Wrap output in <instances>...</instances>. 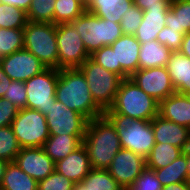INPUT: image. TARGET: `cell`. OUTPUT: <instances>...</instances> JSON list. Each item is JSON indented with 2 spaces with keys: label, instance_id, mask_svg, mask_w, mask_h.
<instances>
[{
  "label": "cell",
  "instance_id": "obj_1",
  "mask_svg": "<svg viewBox=\"0 0 190 190\" xmlns=\"http://www.w3.org/2000/svg\"><path fill=\"white\" fill-rule=\"evenodd\" d=\"M88 87L85 76L78 68L60 69L55 98L90 121L104 115V111L95 103Z\"/></svg>",
  "mask_w": 190,
  "mask_h": 190
},
{
  "label": "cell",
  "instance_id": "obj_2",
  "mask_svg": "<svg viewBox=\"0 0 190 190\" xmlns=\"http://www.w3.org/2000/svg\"><path fill=\"white\" fill-rule=\"evenodd\" d=\"M83 145L87 149L91 167L94 169H107L121 149L116 129L105 115L88 122Z\"/></svg>",
  "mask_w": 190,
  "mask_h": 190
},
{
  "label": "cell",
  "instance_id": "obj_3",
  "mask_svg": "<svg viewBox=\"0 0 190 190\" xmlns=\"http://www.w3.org/2000/svg\"><path fill=\"white\" fill-rule=\"evenodd\" d=\"M104 115L115 127L121 148L146 159L155 145L151 120L134 119L116 112H104Z\"/></svg>",
  "mask_w": 190,
  "mask_h": 190
},
{
  "label": "cell",
  "instance_id": "obj_4",
  "mask_svg": "<svg viewBox=\"0 0 190 190\" xmlns=\"http://www.w3.org/2000/svg\"><path fill=\"white\" fill-rule=\"evenodd\" d=\"M104 112H116L139 120H152L159 115V102L146 94L131 79H123L114 104Z\"/></svg>",
  "mask_w": 190,
  "mask_h": 190
},
{
  "label": "cell",
  "instance_id": "obj_5",
  "mask_svg": "<svg viewBox=\"0 0 190 190\" xmlns=\"http://www.w3.org/2000/svg\"><path fill=\"white\" fill-rule=\"evenodd\" d=\"M70 23L80 34L89 55L103 46L111 45L123 35L120 23L102 19L87 11Z\"/></svg>",
  "mask_w": 190,
  "mask_h": 190
},
{
  "label": "cell",
  "instance_id": "obj_6",
  "mask_svg": "<svg viewBox=\"0 0 190 190\" xmlns=\"http://www.w3.org/2000/svg\"><path fill=\"white\" fill-rule=\"evenodd\" d=\"M88 83L95 103L103 110L113 104L123 78L93 61L90 57L78 68Z\"/></svg>",
  "mask_w": 190,
  "mask_h": 190
},
{
  "label": "cell",
  "instance_id": "obj_7",
  "mask_svg": "<svg viewBox=\"0 0 190 190\" xmlns=\"http://www.w3.org/2000/svg\"><path fill=\"white\" fill-rule=\"evenodd\" d=\"M24 48L47 68L58 69L56 24L28 21L24 27Z\"/></svg>",
  "mask_w": 190,
  "mask_h": 190
},
{
  "label": "cell",
  "instance_id": "obj_8",
  "mask_svg": "<svg viewBox=\"0 0 190 190\" xmlns=\"http://www.w3.org/2000/svg\"><path fill=\"white\" fill-rule=\"evenodd\" d=\"M11 127L21 148L42 147L50 136L46 117L38 110L19 109Z\"/></svg>",
  "mask_w": 190,
  "mask_h": 190
},
{
  "label": "cell",
  "instance_id": "obj_9",
  "mask_svg": "<svg viewBox=\"0 0 190 190\" xmlns=\"http://www.w3.org/2000/svg\"><path fill=\"white\" fill-rule=\"evenodd\" d=\"M56 40L59 70L79 68L90 57L80 34L71 23L56 25Z\"/></svg>",
  "mask_w": 190,
  "mask_h": 190
},
{
  "label": "cell",
  "instance_id": "obj_10",
  "mask_svg": "<svg viewBox=\"0 0 190 190\" xmlns=\"http://www.w3.org/2000/svg\"><path fill=\"white\" fill-rule=\"evenodd\" d=\"M58 75L59 69L46 68L24 82L27 95L26 108L38 110L44 115L47 114V110L56 100Z\"/></svg>",
  "mask_w": 190,
  "mask_h": 190
},
{
  "label": "cell",
  "instance_id": "obj_11",
  "mask_svg": "<svg viewBox=\"0 0 190 190\" xmlns=\"http://www.w3.org/2000/svg\"><path fill=\"white\" fill-rule=\"evenodd\" d=\"M49 135H85L89 120L55 100L45 115Z\"/></svg>",
  "mask_w": 190,
  "mask_h": 190
},
{
  "label": "cell",
  "instance_id": "obj_12",
  "mask_svg": "<svg viewBox=\"0 0 190 190\" xmlns=\"http://www.w3.org/2000/svg\"><path fill=\"white\" fill-rule=\"evenodd\" d=\"M130 78L159 103L176 93L166 67L138 69Z\"/></svg>",
  "mask_w": 190,
  "mask_h": 190
},
{
  "label": "cell",
  "instance_id": "obj_13",
  "mask_svg": "<svg viewBox=\"0 0 190 190\" xmlns=\"http://www.w3.org/2000/svg\"><path fill=\"white\" fill-rule=\"evenodd\" d=\"M4 73L14 81L25 82L47 67L25 48L0 59Z\"/></svg>",
  "mask_w": 190,
  "mask_h": 190
},
{
  "label": "cell",
  "instance_id": "obj_14",
  "mask_svg": "<svg viewBox=\"0 0 190 190\" xmlns=\"http://www.w3.org/2000/svg\"><path fill=\"white\" fill-rule=\"evenodd\" d=\"M146 168V159L131 150L121 148L107 171L125 190L131 186Z\"/></svg>",
  "mask_w": 190,
  "mask_h": 190
},
{
  "label": "cell",
  "instance_id": "obj_15",
  "mask_svg": "<svg viewBox=\"0 0 190 190\" xmlns=\"http://www.w3.org/2000/svg\"><path fill=\"white\" fill-rule=\"evenodd\" d=\"M141 43L134 35L123 34L110 46L115 52L116 74L123 79L130 78L139 69Z\"/></svg>",
  "mask_w": 190,
  "mask_h": 190
},
{
  "label": "cell",
  "instance_id": "obj_16",
  "mask_svg": "<svg viewBox=\"0 0 190 190\" xmlns=\"http://www.w3.org/2000/svg\"><path fill=\"white\" fill-rule=\"evenodd\" d=\"M14 162L37 182L55 170V163L42 147L21 148Z\"/></svg>",
  "mask_w": 190,
  "mask_h": 190
},
{
  "label": "cell",
  "instance_id": "obj_17",
  "mask_svg": "<svg viewBox=\"0 0 190 190\" xmlns=\"http://www.w3.org/2000/svg\"><path fill=\"white\" fill-rule=\"evenodd\" d=\"M151 123L155 143H168L183 151L190 147V128L165 120L159 115Z\"/></svg>",
  "mask_w": 190,
  "mask_h": 190
},
{
  "label": "cell",
  "instance_id": "obj_18",
  "mask_svg": "<svg viewBox=\"0 0 190 190\" xmlns=\"http://www.w3.org/2000/svg\"><path fill=\"white\" fill-rule=\"evenodd\" d=\"M55 170L78 184L92 170L86 147L82 144L62 160L55 163Z\"/></svg>",
  "mask_w": 190,
  "mask_h": 190
},
{
  "label": "cell",
  "instance_id": "obj_19",
  "mask_svg": "<svg viewBox=\"0 0 190 190\" xmlns=\"http://www.w3.org/2000/svg\"><path fill=\"white\" fill-rule=\"evenodd\" d=\"M159 116L190 128V101L184 94L174 93L159 103Z\"/></svg>",
  "mask_w": 190,
  "mask_h": 190
},
{
  "label": "cell",
  "instance_id": "obj_20",
  "mask_svg": "<svg viewBox=\"0 0 190 190\" xmlns=\"http://www.w3.org/2000/svg\"><path fill=\"white\" fill-rule=\"evenodd\" d=\"M169 9L170 7H160L143 11L142 22L134 35L140 43L157 38L158 33L166 26L165 18Z\"/></svg>",
  "mask_w": 190,
  "mask_h": 190
},
{
  "label": "cell",
  "instance_id": "obj_21",
  "mask_svg": "<svg viewBox=\"0 0 190 190\" xmlns=\"http://www.w3.org/2000/svg\"><path fill=\"white\" fill-rule=\"evenodd\" d=\"M166 69L176 93L184 94L190 91V58L179 51L171 52Z\"/></svg>",
  "mask_w": 190,
  "mask_h": 190
},
{
  "label": "cell",
  "instance_id": "obj_22",
  "mask_svg": "<svg viewBox=\"0 0 190 190\" xmlns=\"http://www.w3.org/2000/svg\"><path fill=\"white\" fill-rule=\"evenodd\" d=\"M85 135H50L42 148L54 163L62 160L83 144Z\"/></svg>",
  "mask_w": 190,
  "mask_h": 190
},
{
  "label": "cell",
  "instance_id": "obj_23",
  "mask_svg": "<svg viewBox=\"0 0 190 190\" xmlns=\"http://www.w3.org/2000/svg\"><path fill=\"white\" fill-rule=\"evenodd\" d=\"M133 0H90L86 11L105 20L120 23Z\"/></svg>",
  "mask_w": 190,
  "mask_h": 190
},
{
  "label": "cell",
  "instance_id": "obj_24",
  "mask_svg": "<svg viewBox=\"0 0 190 190\" xmlns=\"http://www.w3.org/2000/svg\"><path fill=\"white\" fill-rule=\"evenodd\" d=\"M171 50L156 39L141 43L139 51V69L166 67Z\"/></svg>",
  "mask_w": 190,
  "mask_h": 190
},
{
  "label": "cell",
  "instance_id": "obj_25",
  "mask_svg": "<svg viewBox=\"0 0 190 190\" xmlns=\"http://www.w3.org/2000/svg\"><path fill=\"white\" fill-rule=\"evenodd\" d=\"M38 182L18 167L15 162L7 165L0 189L37 190Z\"/></svg>",
  "mask_w": 190,
  "mask_h": 190
},
{
  "label": "cell",
  "instance_id": "obj_26",
  "mask_svg": "<svg viewBox=\"0 0 190 190\" xmlns=\"http://www.w3.org/2000/svg\"><path fill=\"white\" fill-rule=\"evenodd\" d=\"M154 171L162 186L188 181L187 149L168 166Z\"/></svg>",
  "mask_w": 190,
  "mask_h": 190
},
{
  "label": "cell",
  "instance_id": "obj_27",
  "mask_svg": "<svg viewBox=\"0 0 190 190\" xmlns=\"http://www.w3.org/2000/svg\"><path fill=\"white\" fill-rule=\"evenodd\" d=\"M167 27L186 34L190 32V0H182L170 3V9L166 14Z\"/></svg>",
  "mask_w": 190,
  "mask_h": 190
},
{
  "label": "cell",
  "instance_id": "obj_28",
  "mask_svg": "<svg viewBox=\"0 0 190 190\" xmlns=\"http://www.w3.org/2000/svg\"><path fill=\"white\" fill-rule=\"evenodd\" d=\"M183 152L181 148L168 143H155L146 158V167L152 170L164 168L177 159Z\"/></svg>",
  "mask_w": 190,
  "mask_h": 190
},
{
  "label": "cell",
  "instance_id": "obj_29",
  "mask_svg": "<svg viewBox=\"0 0 190 190\" xmlns=\"http://www.w3.org/2000/svg\"><path fill=\"white\" fill-rule=\"evenodd\" d=\"M87 190H124L107 169H94L81 182Z\"/></svg>",
  "mask_w": 190,
  "mask_h": 190
},
{
  "label": "cell",
  "instance_id": "obj_30",
  "mask_svg": "<svg viewBox=\"0 0 190 190\" xmlns=\"http://www.w3.org/2000/svg\"><path fill=\"white\" fill-rule=\"evenodd\" d=\"M86 8L76 0H56L54 24L70 23L80 17Z\"/></svg>",
  "mask_w": 190,
  "mask_h": 190
},
{
  "label": "cell",
  "instance_id": "obj_31",
  "mask_svg": "<svg viewBox=\"0 0 190 190\" xmlns=\"http://www.w3.org/2000/svg\"><path fill=\"white\" fill-rule=\"evenodd\" d=\"M24 48V28H0V59Z\"/></svg>",
  "mask_w": 190,
  "mask_h": 190
},
{
  "label": "cell",
  "instance_id": "obj_32",
  "mask_svg": "<svg viewBox=\"0 0 190 190\" xmlns=\"http://www.w3.org/2000/svg\"><path fill=\"white\" fill-rule=\"evenodd\" d=\"M28 22L27 12L0 2V28L20 29Z\"/></svg>",
  "mask_w": 190,
  "mask_h": 190
},
{
  "label": "cell",
  "instance_id": "obj_33",
  "mask_svg": "<svg viewBox=\"0 0 190 190\" xmlns=\"http://www.w3.org/2000/svg\"><path fill=\"white\" fill-rule=\"evenodd\" d=\"M56 0H32L27 10L28 21L54 24Z\"/></svg>",
  "mask_w": 190,
  "mask_h": 190
},
{
  "label": "cell",
  "instance_id": "obj_34",
  "mask_svg": "<svg viewBox=\"0 0 190 190\" xmlns=\"http://www.w3.org/2000/svg\"><path fill=\"white\" fill-rule=\"evenodd\" d=\"M20 150L21 146L11 125L0 128V159L14 162Z\"/></svg>",
  "mask_w": 190,
  "mask_h": 190
},
{
  "label": "cell",
  "instance_id": "obj_35",
  "mask_svg": "<svg viewBox=\"0 0 190 190\" xmlns=\"http://www.w3.org/2000/svg\"><path fill=\"white\" fill-rule=\"evenodd\" d=\"M75 183L54 170L45 179L38 182L37 190H73Z\"/></svg>",
  "mask_w": 190,
  "mask_h": 190
},
{
  "label": "cell",
  "instance_id": "obj_36",
  "mask_svg": "<svg viewBox=\"0 0 190 190\" xmlns=\"http://www.w3.org/2000/svg\"><path fill=\"white\" fill-rule=\"evenodd\" d=\"M143 19V11L136 5H132L126 13L122 15L120 26L123 34L135 35L137 28Z\"/></svg>",
  "mask_w": 190,
  "mask_h": 190
},
{
  "label": "cell",
  "instance_id": "obj_37",
  "mask_svg": "<svg viewBox=\"0 0 190 190\" xmlns=\"http://www.w3.org/2000/svg\"><path fill=\"white\" fill-rule=\"evenodd\" d=\"M162 187L155 171L146 167L134 183L125 190H162Z\"/></svg>",
  "mask_w": 190,
  "mask_h": 190
},
{
  "label": "cell",
  "instance_id": "obj_38",
  "mask_svg": "<svg viewBox=\"0 0 190 190\" xmlns=\"http://www.w3.org/2000/svg\"><path fill=\"white\" fill-rule=\"evenodd\" d=\"M184 35V33L178 32V30L164 26L158 33L156 40L169 48L172 52H176L180 50Z\"/></svg>",
  "mask_w": 190,
  "mask_h": 190
},
{
  "label": "cell",
  "instance_id": "obj_39",
  "mask_svg": "<svg viewBox=\"0 0 190 190\" xmlns=\"http://www.w3.org/2000/svg\"><path fill=\"white\" fill-rule=\"evenodd\" d=\"M90 58L104 67L106 70L116 73V58L115 52L110 45L103 46L94 51Z\"/></svg>",
  "mask_w": 190,
  "mask_h": 190
},
{
  "label": "cell",
  "instance_id": "obj_40",
  "mask_svg": "<svg viewBox=\"0 0 190 190\" xmlns=\"http://www.w3.org/2000/svg\"><path fill=\"white\" fill-rule=\"evenodd\" d=\"M4 98L8 99L19 109L26 108L27 95L24 82L12 80Z\"/></svg>",
  "mask_w": 190,
  "mask_h": 190
},
{
  "label": "cell",
  "instance_id": "obj_41",
  "mask_svg": "<svg viewBox=\"0 0 190 190\" xmlns=\"http://www.w3.org/2000/svg\"><path fill=\"white\" fill-rule=\"evenodd\" d=\"M19 108L6 98H0V128L10 126Z\"/></svg>",
  "mask_w": 190,
  "mask_h": 190
},
{
  "label": "cell",
  "instance_id": "obj_42",
  "mask_svg": "<svg viewBox=\"0 0 190 190\" xmlns=\"http://www.w3.org/2000/svg\"><path fill=\"white\" fill-rule=\"evenodd\" d=\"M133 3L142 11H145L146 9L170 7L169 0H133Z\"/></svg>",
  "mask_w": 190,
  "mask_h": 190
},
{
  "label": "cell",
  "instance_id": "obj_43",
  "mask_svg": "<svg viewBox=\"0 0 190 190\" xmlns=\"http://www.w3.org/2000/svg\"><path fill=\"white\" fill-rule=\"evenodd\" d=\"M12 80L4 73L1 65H0V98H3L5 92L9 89V85Z\"/></svg>",
  "mask_w": 190,
  "mask_h": 190
},
{
  "label": "cell",
  "instance_id": "obj_44",
  "mask_svg": "<svg viewBox=\"0 0 190 190\" xmlns=\"http://www.w3.org/2000/svg\"><path fill=\"white\" fill-rule=\"evenodd\" d=\"M32 0H0L1 3L13 5L15 7L21 8L27 12L31 5Z\"/></svg>",
  "mask_w": 190,
  "mask_h": 190
},
{
  "label": "cell",
  "instance_id": "obj_45",
  "mask_svg": "<svg viewBox=\"0 0 190 190\" xmlns=\"http://www.w3.org/2000/svg\"><path fill=\"white\" fill-rule=\"evenodd\" d=\"M179 52L190 58V32L184 35Z\"/></svg>",
  "mask_w": 190,
  "mask_h": 190
},
{
  "label": "cell",
  "instance_id": "obj_46",
  "mask_svg": "<svg viewBox=\"0 0 190 190\" xmlns=\"http://www.w3.org/2000/svg\"><path fill=\"white\" fill-rule=\"evenodd\" d=\"M162 190H190V182L173 183L162 187Z\"/></svg>",
  "mask_w": 190,
  "mask_h": 190
},
{
  "label": "cell",
  "instance_id": "obj_47",
  "mask_svg": "<svg viewBox=\"0 0 190 190\" xmlns=\"http://www.w3.org/2000/svg\"><path fill=\"white\" fill-rule=\"evenodd\" d=\"M9 163H10V162H8V161H5V160L0 159V185H1V183H2V180H3L4 174H5L7 165H8Z\"/></svg>",
  "mask_w": 190,
  "mask_h": 190
},
{
  "label": "cell",
  "instance_id": "obj_48",
  "mask_svg": "<svg viewBox=\"0 0 190 190\" xmlns=\"http://www.w3.org/2000/svg\"><path fill=\"white\" fill-rule=\"evenodd\" d=\"M187 172H188V182H190V147L187 149Z\"/></svg>",
  "mask_w": 190,
  "mask_h": 190
},
{
  "label": "cell",
  "instance_id": "obj_49",
  "mask_svg": "<svg viewBox=\"0 0 190 190\" xmlns=\"http://www.w3.org/2000/svg\"><path fill=\"white\" fill-rule=\"evenodd\" d=\"M73 190H87V189H86V186L83 185V184L80 182V183L74 185V189H73Z\"/></svg>",
  "mask_w": 190,
  "mask_h": 190
},
{
  "label": "cell",
  "instance_id": "obj_50",
  "mask_svg": "<svg viewBox=\"0 0 190 190\" xmlns=\"http://www.w3.org/2000/svg\"><path fill=\"white\" fill-rule=\"evenodd\" d=\"M76 1L82 4L85 8H87L90 0H76Z\"/></svg>",
  "mask_w": 190,
  "mask_h": 190
},
{
  "label": "cell",
  "instance_id": "obj_51",
  "mask_svg": "<svg viewBox=\"0 0 190 190\" xmlns=\"http://www.w3.org/2000/svg\"><path fill=\"white\" fill-rule=\"evenodd\" d=\"M184 95L186 96V98L190 101V91L184 93Z\"/></svg>",
  "mask_w": 190,
  "mask_h": 190
},
{
  "label": "cell",
  "instance_id": "obj_52",
  "mask_svg": "<svg viewBox=\"0 0 190 190\" xmlns=\"http://www.w3.org/2000/svg\"><path fill=\"white\" fill-rule=\"evenodd\" d=\"M170 3H174V2H177V1H182V0H169Z\"/></svg>",
  "mask_w": 190,
  "mask_h": 190
}]
</instances>
